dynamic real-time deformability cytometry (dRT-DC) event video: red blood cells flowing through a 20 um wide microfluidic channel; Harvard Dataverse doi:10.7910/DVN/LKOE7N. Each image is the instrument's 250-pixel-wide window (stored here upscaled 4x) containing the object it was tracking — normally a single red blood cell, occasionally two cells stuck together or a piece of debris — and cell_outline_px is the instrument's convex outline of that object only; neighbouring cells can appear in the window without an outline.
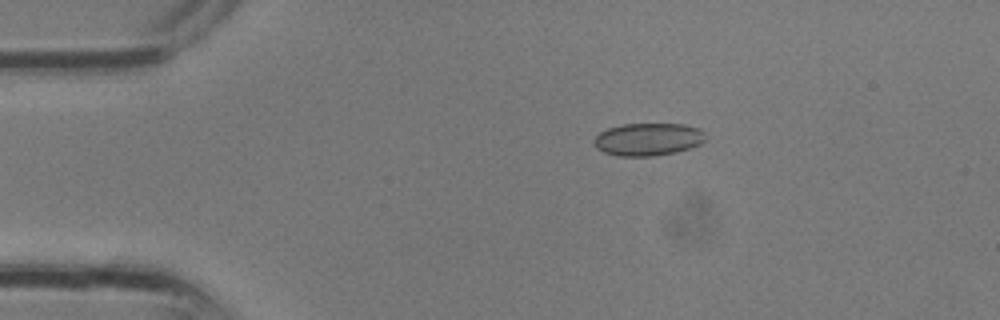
{"species": "common noctule bat (a hibernating species)", "species_latin": "Nyctalus noctula", "temperature_condition": "room temperature", "stored_images_in_passage": 3, "camera_frame_rate_fps": 3000, "um_per_image_px": 0.085, "animal": {"sex": "male", "body_mass_g": 13.3}, "frame": {"image": 1, "passage_image": 2, "time_ms": 0.333, "image_size_px": [1000, 320], "cell_outline_px": [[704, 140], [700, 144], [676, 152], [652, 156], [616, 156], [604, 152], [596, 148], [592, 140], [600, 132], [608, 128], [624, 124], [684, 124], [700, 128], [704, 132]], "centroid_in_image_um": [55.06, 11.84], "position_along_channel_um": 29.9, "area_um2": 21.21}}
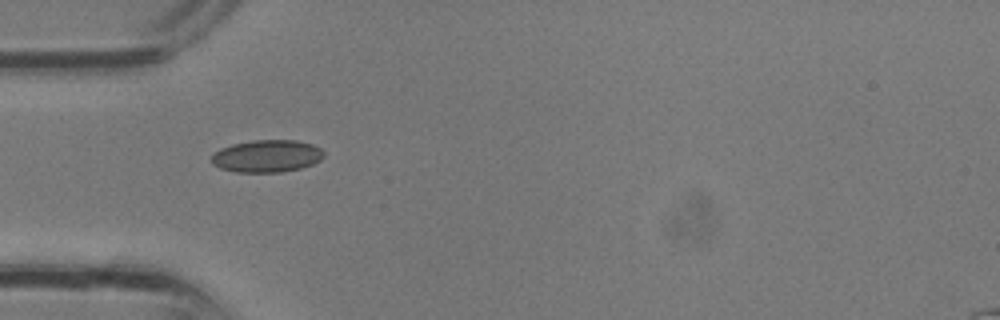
{"frame": {"image": 2, "passage_image": 3, "time_ms": 0.667, "image_size_px": [1000, 320], "cell_outline_px": [[324, 156], [320, 160], [312, 164], [300, 168], [280, 172], [236, 172], [220, 168], [212, 164], [212, 156], [220, 148], [232, 144], [252, 140], [296, 140], [312, 144], [320, 148], [324, 152]], "centroid_in_image_um": [22.69, 13.26], "position_along_channel_um": 62.3, "area_um2": 21.15}}